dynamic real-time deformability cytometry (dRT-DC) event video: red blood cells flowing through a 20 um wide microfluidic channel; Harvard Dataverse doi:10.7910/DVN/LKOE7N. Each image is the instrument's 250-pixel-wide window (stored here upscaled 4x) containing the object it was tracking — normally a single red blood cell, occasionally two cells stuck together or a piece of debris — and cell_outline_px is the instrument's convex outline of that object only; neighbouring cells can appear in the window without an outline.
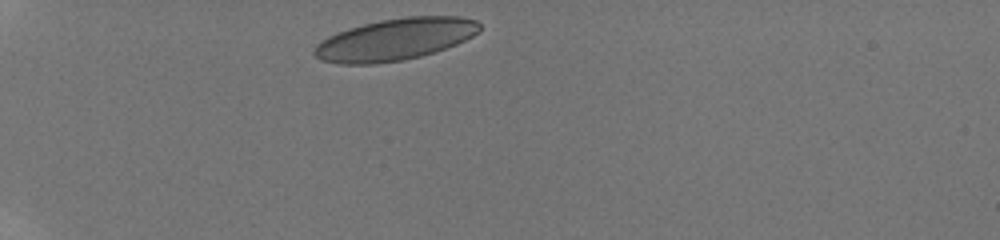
{"species": "human", "species_latin": "Homo sapiens", "temperature_condition": "room temperature", "stored_images_in_passage": 36, "camera_frame_rate_fps": 3000, "um_per_image_px": 0.085, "donor": {"sex": "male"}, "frame": {"image": 1, "passage_image": 1, "time_ms": 0.0, "image_size_px": [1000, 240], "cell_outline_px": [[480, 32], [456, 44], [420, 56], [404, 60], [372, 64], [340, 64], [320, 60], [312, 52], [316, 44], [320, 40], [328, 36], [348, 28], [380, 20], [408, 16], [460, 16], [476, 20], [480, 24]], "centroid_in_image_um": [33.56, 3.34], "position_along_channel_um": 51.4, "area_um2": 40.29}}
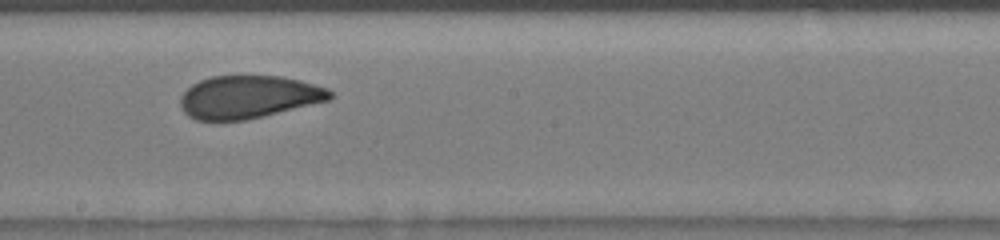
{"frame": {"image": 2, "passage_image": 19, "time_ms": 5.333, "image_size_px": [1000, 240], "cell_outline_px": [[332, 96], [328, 100], [244, 120], [196, 120], [188, 116], [180, 108], [180, 96], [192, 84], [200, 80], [212, 76], [280, 76], [300, 80], [328, 88], [332, 92]], "centroid_in_image_um": [21.08, 8.23], "position_along_channel_um": 227.1, "area_um2": 36.99}}
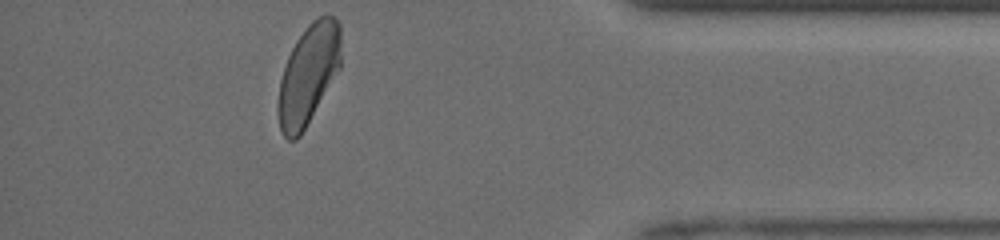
{"frame": {"image": 3, "passage_image": 36, "time_ms": 10.333, "image_size_px": [1000, 240], "cell_outline_px": [[340, 68], [300, 136], [296, 140], [288, 140], [284, 136], [280, 128], [276, 112], [276, 104], [280, 80], [288, 56], [296, 40], [308, 24], [312, 20], [320, 16], [332, 16], [340, 24]], "centroid_in_image_um": [26.18, 6.35], "position_along_channel_um": 409.0, "area_um2": 36.47}, "authors_computed_cell_mechanics": {"area_um2": 38.3503, "velocity_mm_per_s": 4.1191, "shape_relaxation_time_tau1_ms": 6.6887, "shape_relaxation_time_tau2_ms": 1.0132, "deformation_change_tau1": 0.154, "deformation_change_tau2": 0.0727}}